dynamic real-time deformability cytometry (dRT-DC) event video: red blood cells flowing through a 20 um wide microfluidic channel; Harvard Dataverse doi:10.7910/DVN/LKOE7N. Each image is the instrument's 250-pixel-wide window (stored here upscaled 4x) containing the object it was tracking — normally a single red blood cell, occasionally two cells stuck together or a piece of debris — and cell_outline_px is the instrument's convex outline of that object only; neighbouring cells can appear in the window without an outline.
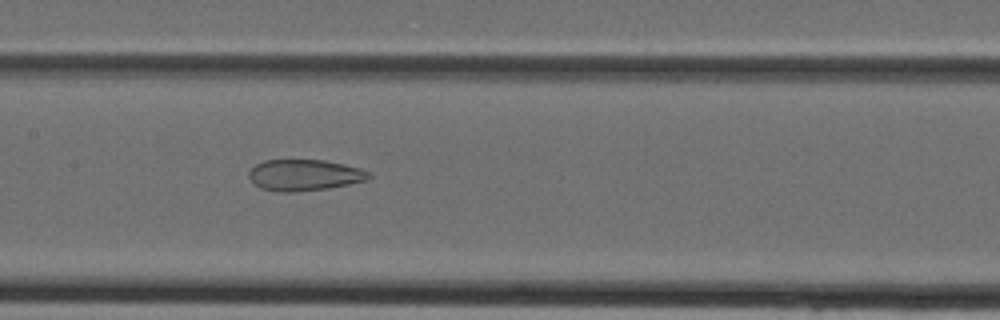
{"species": "Egyptian fruit bat (a non-hibernating species)", "species_latin": "Rousettus aegyptiacus", "temperature_condition": "cold", "stored_images_in_passage": 38, "camera_frame_rate_fps": 3000, "um_per_image_px": 0.085, "animal": {"sex": "female"}, "frame": {"image": 1, "passage_image": 18, "time_ms": 5.667, "image_size_px": [1000, 320], "cell_outline_px": [[372, 176], [368, 180], [328, 188], [292, 192], [280, 192], [260, 188], [252, 184], [248, 176], [248, 172], [256, 164], [264, 160], [324, 160], [344, 164], [360, 168], [368, 172]], "centroid_in_image_um": [25.84, 14.88], "position_along_channel_um": 181.6, "area_um2": 21.91}}
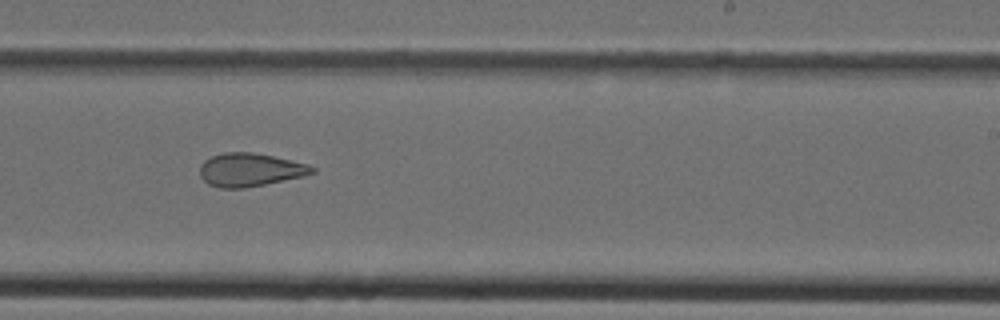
{"frame": {"image": 2, "passage_image": 23, "time_ms": 7.333, "image_size_px": [1000, 320], "cell_outline_px": [[316, 172], [304, 176], [244, 188], [220, 188], [208, 184], [200, 176], [200, 164], [204, 160], [212, 156], [224, 152], [252, 152], [272, 156], [308, 164], [316, 168]], "centroid_in_image_um": [21.24, 14.43], "position_along_channel_um": 267.8, "area_um2": 21.73}}
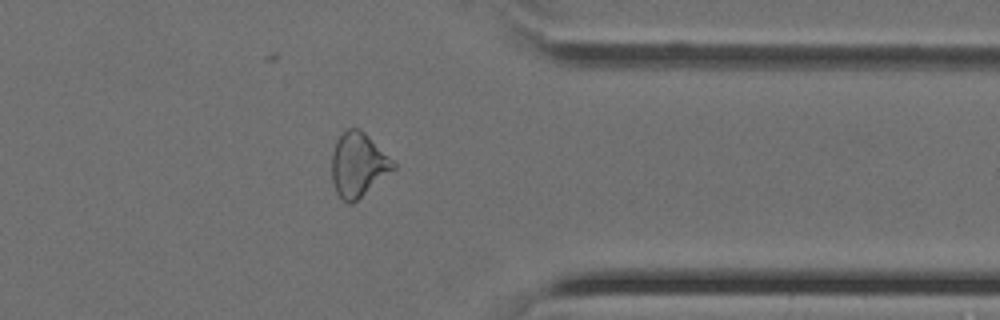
{"frame": {"image": 3, "passage_image": 30, "time_ms": 9.667, "image_size_px": [1000, 320], "cell_outline_px": [[396, 168], [352, 204], [348, 204], [336, 192], [332, 180], [332, 152], [336, 140], [348, 128], [360, 128], [396, 164]], "centroid_in_image_um": [30.43, 14.01], "position_along_channel_um": 381.0, "area_um2": 22.66}}